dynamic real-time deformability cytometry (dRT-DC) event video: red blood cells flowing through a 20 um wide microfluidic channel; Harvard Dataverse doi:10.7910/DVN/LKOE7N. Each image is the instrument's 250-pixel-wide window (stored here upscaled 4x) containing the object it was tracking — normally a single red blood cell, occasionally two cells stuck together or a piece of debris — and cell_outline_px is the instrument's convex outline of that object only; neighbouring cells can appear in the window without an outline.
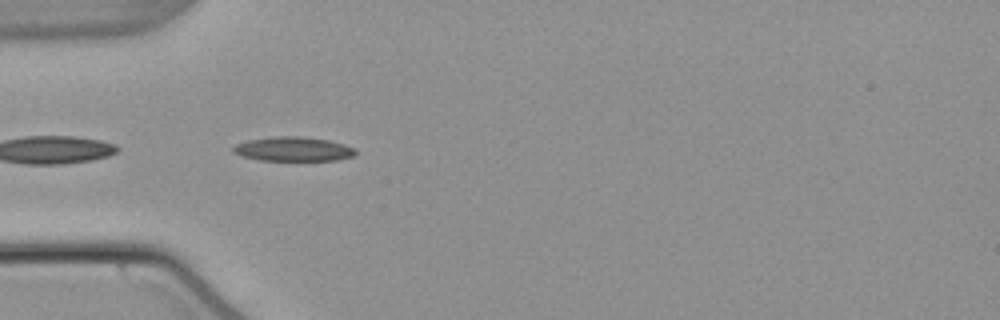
{"species": "common noctule bat (a hibernating species)", "species_latin": "Nyctalus noctula", "temperature_condition": "warm", "stored_images_in_passage": 5, "camera_frame_rate_fps": 3000, "um_per_image_px": 0.085, "animal": {"sex": "male", "body_mass_g": 21.5, "forearm_length_mm": 52.0}, "frame": {"image": 1, "passage_image": 2, "time_ms": 0.333, "image_size_px": [1000, 320], "cell_outline_px": [[356, 156], [336, 160], [256, 160], [240, 156], [232, 152], [232, 148], [236, 144], [248, 140], [272, 136], [300, 136], [328, 140], [344, 144], [356, 148]], "centroid_in_image_um": [24.92, 12.67], "position_along_channel_um": 60.1, "area_um2": 17.51}}